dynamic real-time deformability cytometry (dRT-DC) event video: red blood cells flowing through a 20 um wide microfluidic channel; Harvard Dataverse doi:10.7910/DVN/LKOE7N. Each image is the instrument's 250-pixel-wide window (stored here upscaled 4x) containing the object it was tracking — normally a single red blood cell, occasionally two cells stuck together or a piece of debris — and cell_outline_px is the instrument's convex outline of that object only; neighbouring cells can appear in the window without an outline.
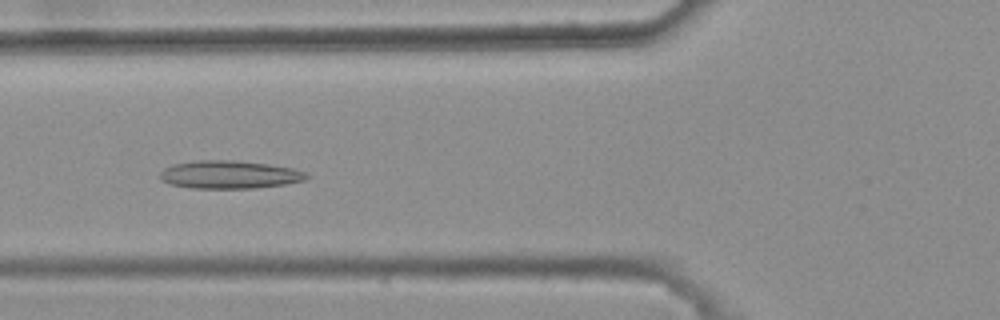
{"species": "common noctule bat (a hibernating species)", "species_latin": "Nyctalus noctula", "temperature_condition": "warm", "stored_images_in_passage": 43, "camera_frame_rate_fps": 3000, "um_per_image_px": 0.085, "animal": {"sex": "female", "body_mass_g": 25.1}, "frame": {"image": 1, "passage_image": 19, "time_ms": 6.0, "image_size_px": [1000, 320], "cell_outline_px": [[312, 176], [304, 180], [284, 184], [256, 188], [192, 188], [172, 184], [160, 180], [160, 172], [164, 168], [172, 164], [196, 160], [228, 160], [268, 164], [292, 168], [308, 172]], "centroid_in_image_um": [19.52, 14.84], "position_along_channel_um": 106.3, "area_um2": 23.93}}
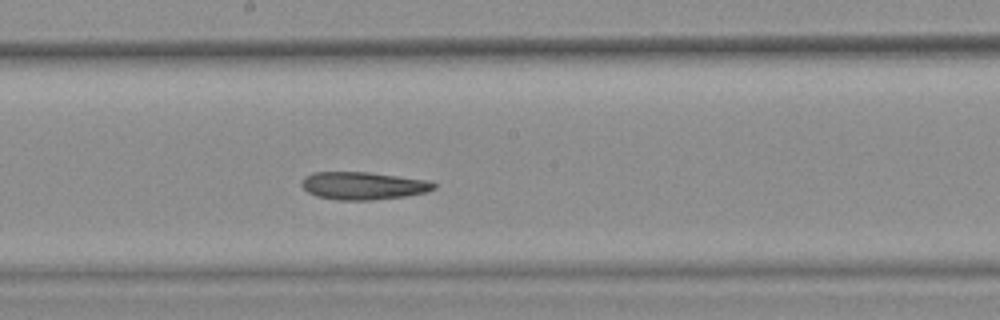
{"frame": {"image": 2, "passage_image": 28, "time_ms": 9.0, "image_size_px": [1000, 320], "cell_outline_px": [[436, 188], [428, 192], [404, 196], [372, 200], [336, 200], [316, 196], [308, 192], [300, 184], [300, 180], [304, 176], [312, 172], [368, 172], [428, 180], [436, 184]], "centroid_in_image_um": [30.84, 15.78], "position_along_channel_um": 217.4, "area_um2": 21.5}}
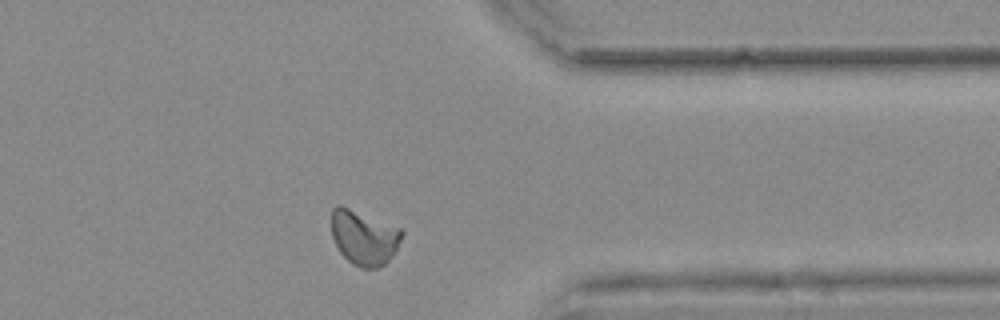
{"frame": {"image": 3, "passage_image": 42, "time_ms": 13.667, "image_size_px": [1000, 320], "cell_outline_px": [[404, 232], [396, 252], [380, 268], [360, 268], [352, 264], [340, 252], [332, 236], [332, 208], [340, 204], [404, 228]], "centroid_in_image_um": [30.98, 20.18], "position_along_channel_um": 380.4, "area_um2": 22.83}, "authors_computed_cell_mechanics": {"area_um2": 22.831, "velocity_mm_per_s": 3.7028, "shape_relaxation_time_tau1_ms": null, "shape_relaxation_time_tau2_ms": 7.52, "deformation_change_tau1": null, "deformation_change_tau2": 0.1396}}